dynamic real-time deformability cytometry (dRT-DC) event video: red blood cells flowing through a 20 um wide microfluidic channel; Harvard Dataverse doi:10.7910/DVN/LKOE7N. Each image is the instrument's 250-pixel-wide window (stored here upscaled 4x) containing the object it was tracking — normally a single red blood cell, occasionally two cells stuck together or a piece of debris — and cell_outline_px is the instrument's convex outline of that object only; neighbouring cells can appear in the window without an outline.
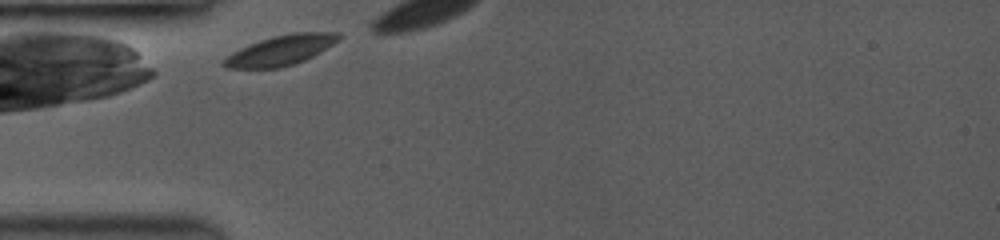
{"species": "common noctule bat (a hibernating species)", "species_latin": "Nyctalus noctula", "temperature_condition": "room temperature", "stored_images_in_passage": 5, "camera_frame_rate_fps": 3500, "um_per_image_px": 0.085, "animal": {"sex": "female", "body_mass_g": 19.0, "forearm_length_mm": 53.3}, "frame": {"image": 1, "passage_image": 1, "time_ms": 0.0, "image_size_px": [1000, 240], "cell_outline_px": [[344, 36], [340, 40], [320, 52], [304, 60], [280, 68], [224, 68], [220, 64], [220, 60], [232, 52], [240, 48], [260, 40], [272, 36], [296, 32], [340, 32]], "centroid_in_image_um": [23.85, 4.27], "position_along_channel_um": 61.1, "area_um2": 20.29}}